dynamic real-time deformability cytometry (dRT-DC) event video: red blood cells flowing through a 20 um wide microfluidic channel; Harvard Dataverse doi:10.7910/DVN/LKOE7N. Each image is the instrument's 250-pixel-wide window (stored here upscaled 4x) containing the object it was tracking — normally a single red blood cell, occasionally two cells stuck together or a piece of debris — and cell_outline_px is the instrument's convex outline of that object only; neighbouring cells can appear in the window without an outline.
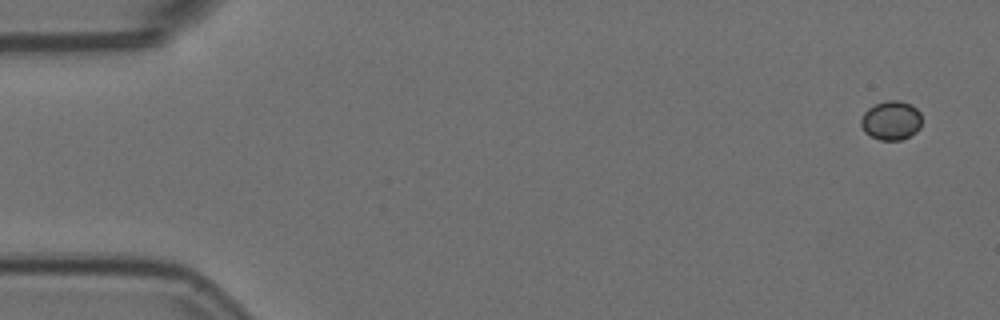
{"species": "Egyptian fruit bat (a non-hibernating species)", "species_latin": "Rousettus aegyptiacus", "temperature_condition": "room temperature", "stored_images_in_passage": 5, "camera_frame_rate_fps": 3000, "um_per_image_px": 0.085, "animal": {"sex": "female"}, "frame": {"image": 1, "passage_image": 1, "time_ms": 0.0, "image_size_px": [1000, 320], "cell_outline_px": [[920, 128], [916, 132], [900, 140], [880, 140], [864, 132], [860, 124], [860, 120], [864, 112], [868, 108], [876, 104], [888, 100], [900, 100], [912, 104], [920, 112]], "centroid_in_image_um": [75.74, 10.23], "position_along_channel_um": 9.3, "area_um2": 13.87}}
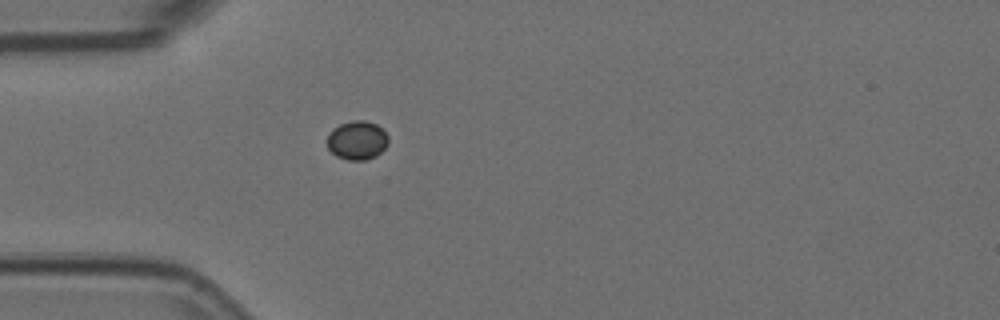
{"frame": {"image": 2, "passage_image": 5, "time_ms": 1.333, "image_size_px": [1000, 320], "cell_outline_px": [[388, 144], [376, 156], [364, 160], [348, 160], [336, 156], [328, 148], [328, 132], [332, 128], [340, 124], [352, 120], [364, 120], [376, 124], [388, 136]], "centroid_in_image_um": [30.34, 11.92], "position_along_channel_um": 54.7, "area_um2": 13.81}}